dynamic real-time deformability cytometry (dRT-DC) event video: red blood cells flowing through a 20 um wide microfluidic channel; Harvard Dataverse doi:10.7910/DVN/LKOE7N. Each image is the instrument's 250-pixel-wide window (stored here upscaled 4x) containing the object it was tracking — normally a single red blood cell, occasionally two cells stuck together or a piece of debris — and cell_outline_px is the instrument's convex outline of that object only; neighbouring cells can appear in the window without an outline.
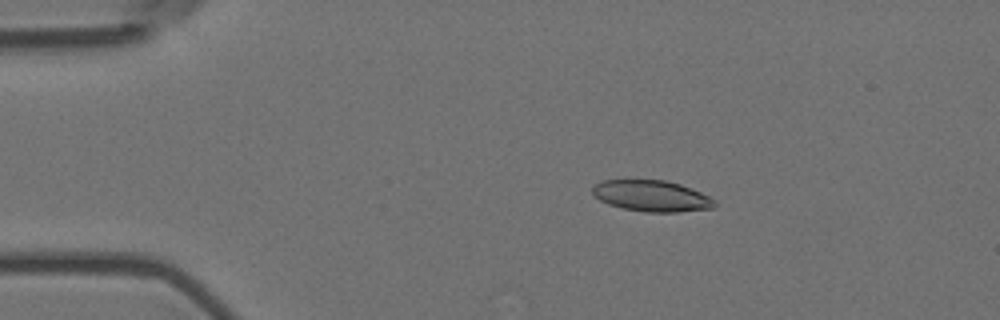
{"species": "Egyptian fruit bat (a non-hibernating species)", "species_latin": "Rousettus aegyptiacus", "temperature_condition": "room temperature", "stored_images_in_passage": 5, "camera_frame_rate_fps": 3000, "um_per_image_px": 0.085, "animal": {"sex": "female"}, "frame": {"image": 1, "passage_image": 3, "time_ms": 0.667, "image_size_px": [1000, 320], "cell_outline_px": [[716, 208], [680, 212], [644, 212], [624, 208], [608, 204], [600, 200], [592, 192], [592, 188], [600, 180], [664, 180], [680, 184], [700, 192], [716, 200]], "centroid_in_image_um": [55.42, 16.66], "position_along_channel_um": 29.6, "area_um2": 22.2}}
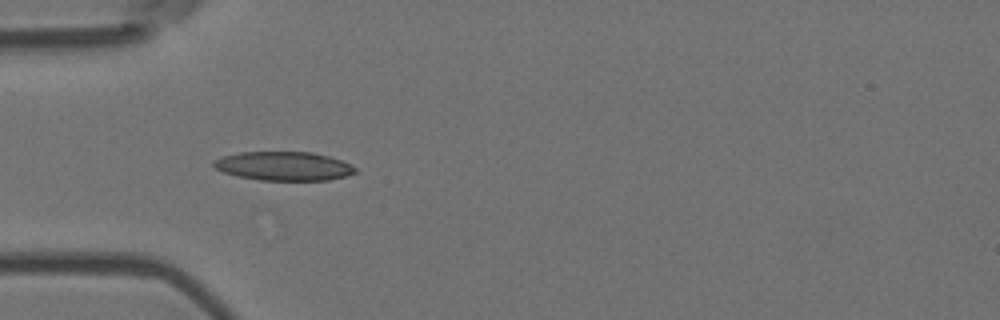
{"frame": {"image": 2, "passage_image": 5, "time_ms": 1.333, "image_size_px": [1000, 320], "cell_outline_px": [[356, 172], [344, 176], [328, 180], [260, 180], [236, 176], [224, 172], [216, 168], [212, 164], [212, 160], [224, 156], [240, 152], [312, 152], [328, 156], [340, 160], [356, 168]], "centroid_in_image_um": [24.08, 14.11], "position_along_channel_um": 60.9, "area_um2": 23.64}}